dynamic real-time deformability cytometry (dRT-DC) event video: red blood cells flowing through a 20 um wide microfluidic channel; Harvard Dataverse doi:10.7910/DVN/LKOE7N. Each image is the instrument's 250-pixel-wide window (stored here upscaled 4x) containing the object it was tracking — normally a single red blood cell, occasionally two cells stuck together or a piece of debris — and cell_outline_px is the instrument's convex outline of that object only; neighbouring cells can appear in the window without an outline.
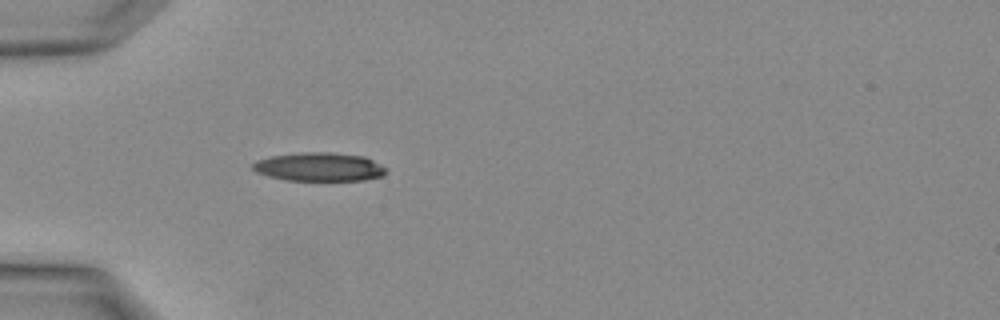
{"species": "Egyptian fruit bat (a non-hibernating species)", "species_latin": "Rousettus aegyptiacus", "temperature_condition": "warm", "stored_images_in_passage": 4, "segment_of_instrument_passage": [1, 2], "camera_frame_rate_fps": 3000, "um_per_image_px": 0.085, "animal": {"sex": "female"}, "frame": {"image": 1, "passage_image": 3, "time_ms": 0.667, "image_size_px": [1000, 320], "cell_outline_px": [[388, 172], [380, 176], [364, 180], [284, 180], [268, 176], [256, 172], [252, 168], [252, 164], [256, 160], [268, 156], [300, 152], [332, 152], [364, 156], [388, 168]], "centroid_in_image_um": [27.11, 14.17], "position_along_channel_um": 57.9, "area_um2": 22.43}}